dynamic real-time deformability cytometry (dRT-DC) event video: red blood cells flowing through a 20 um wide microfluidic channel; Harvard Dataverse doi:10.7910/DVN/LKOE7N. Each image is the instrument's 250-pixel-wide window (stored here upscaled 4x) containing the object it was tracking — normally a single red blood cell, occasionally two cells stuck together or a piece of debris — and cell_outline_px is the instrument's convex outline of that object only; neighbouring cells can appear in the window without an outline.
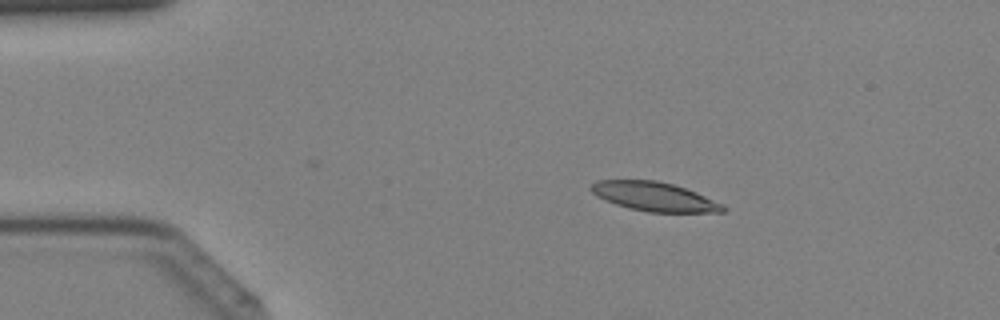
{"species": "Egyptian fruit bat (a non-hibernating species)", "species_latin": "Rousettus aegyptiacus", "temperature_condition": "cold", "stored_images_in_passage": 32, "camera_frame_rate_fps": 3000, "um_per_image_px": 0.085, "animal": {"sex": "female"}, "frame": {"image": 1, "passage_image": 4, "time_ms": 1.0, "image_size_px": [1000, 320], "cell_outline_px": [[724, 212], [648, 212], [628, 208], [604, 200], [596, 196], [588, 188], [596, 180], [656, 180], [672, 184], [696, 192], [724, 204]], "centroid_in_image_um": [55.58, 16.71], "position_along_channel_um": 29.4, "area_um2": 22.31}}
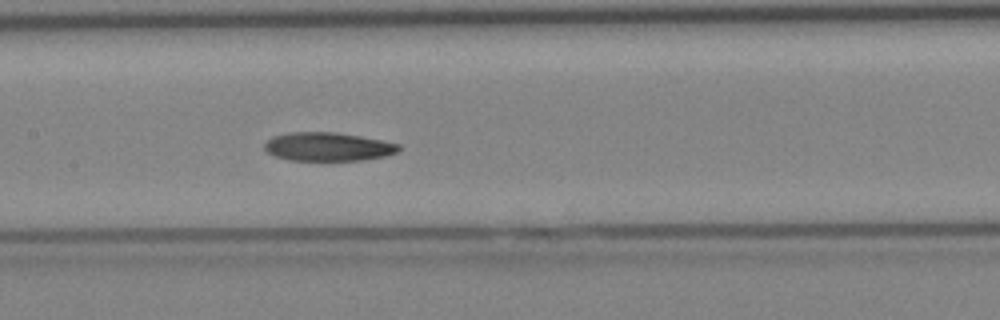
{"frame": {"image": 2, "passage_image": 17, "time_ms": 5.333, "image_size_px": [1000, 320], "cell_outline_px": [[400, 148], [396, 152], [384, 156], [360, 160], [288, 160], [276, 156], [268, 152], [264, 148], [264, 144], [272, 136], [288, 132], [336, 132], [360, 136], [400, 144]], "centroid_in_image_um": [27.84, 12.46], "position_along_channel_um": 179.6, "area_um2": 22.2}}
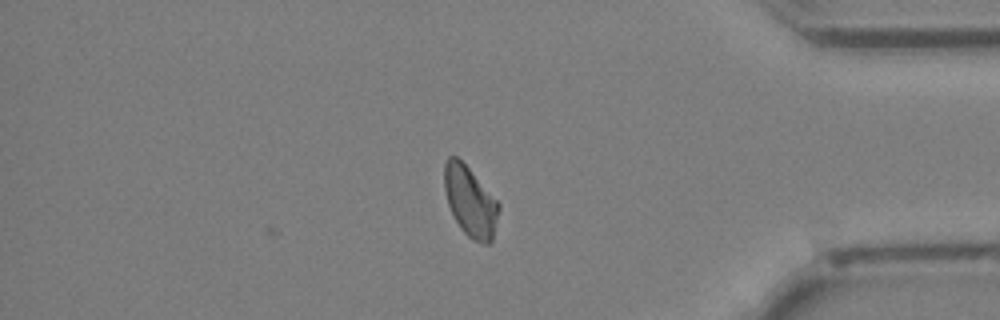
{"frame": {"image": 3, "passage_image": 32, "time_ms": 10.333, "image_size_px": [1000, 320], "cell_outline_px": [[500, 208], [492, 240], [488, 244], [484, 244], [472, 240], [460, 228], [448, 204], [444, 188], [444, 164], [448, 156], [456, 156], [468, 168], [500, 204]], "centroid_in_image_um": [39.96, 17.14], "position_along_channel_um": 395.2, "area_um2": 21.96}}